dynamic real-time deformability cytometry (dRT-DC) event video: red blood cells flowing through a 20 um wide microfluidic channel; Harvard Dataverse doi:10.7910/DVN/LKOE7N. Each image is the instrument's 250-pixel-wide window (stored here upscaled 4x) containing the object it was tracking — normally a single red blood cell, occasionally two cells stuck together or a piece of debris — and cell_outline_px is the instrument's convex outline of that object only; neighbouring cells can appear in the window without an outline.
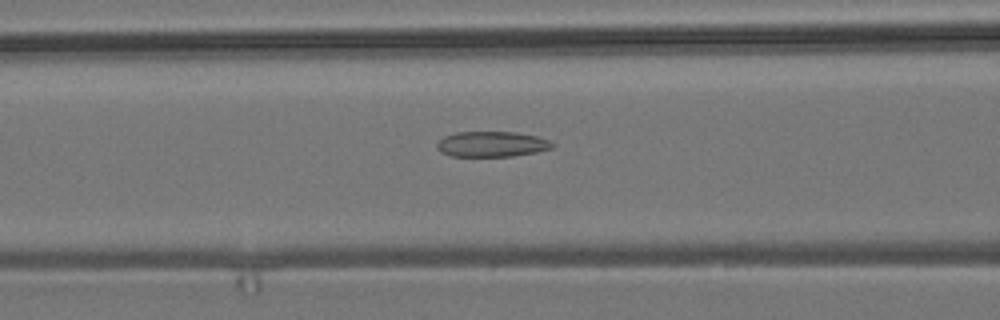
{"species": "common noctule bat (a hibernating species)", "species_latin": "Nyctalus noctula", "temperature_condition": "room temperature", "stored_images_in_passage": 45, "camera_frame_rate_fps": 3000, "um_per_image_px": 0.085, "animal": {"sex": "male", "body_mass_g": 19.2, "forearm_length_mm": 51.8}, "frame": {"image": 1, "passage_image": 14, "time_ms": 4.333, "image_size_px": [1000, 320], "cell_outline_px": [[556, 144], [552, 148], [536, 152], [512, 156], [452, 156], [440, 152], [436, 148], [436, 144], [444, 136], [456, 132], [516, 132], [536, 136], [548, 140]], "centroid_in_image_um": [41.79, 12.25], "position_along_channel_um": 124.8, "area_um2": 17.11}}
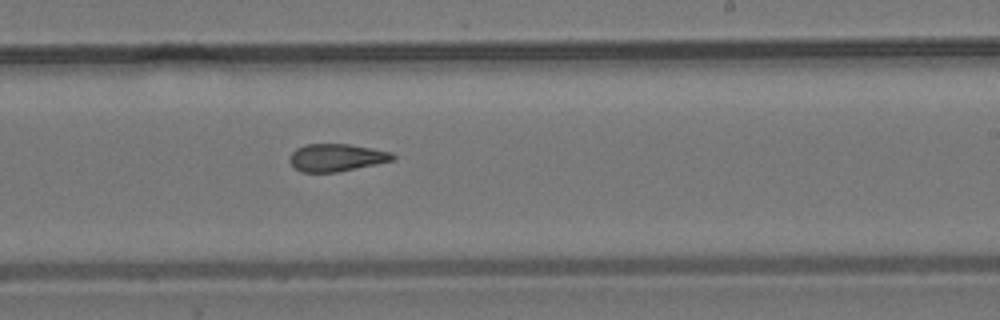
{"frame": {"image": 2, "passage_image": 25, "time_ms": 8.0, "image_size_px": [1000, 320], "cell_outline_px": [[396, 160], [336, 172], [300, 172], [288, 160], [288, 156], [296, 148], [304, 144], [348, 144], [372, 148], [392, 152], [396, 156]], "centroid_in_image_um": [28.6, 13.38], "position_along_channel_um": 260.4, "area_um2": 16.65}}
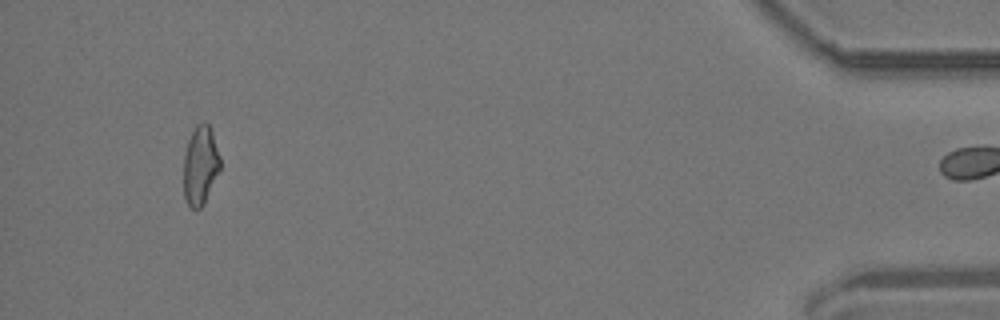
{"frame": {"image": 3, "passage_image": 44, "time_ms": 14.333, "image_size_px": [1000, 320], "cell_outline_px": [[220, 168], [204, 204], [196, 212], [188, 204], [184, 196], [184, 156], [188, 140], [196, 124], [204, 120], [208, 124], [212, 132], [220, 156]], "centroid_in_image_um": [17.02, 14.05], "position_along_channel_um": 418.2, "area_um2": 16.82}, "authors_computed_cell_mechanics": {"area_um2": 17.2822, "velocity_mm_per_s": 3.7059, "shape_relaxation_time_tau1_ms": null, "shape_relaxation_time_tau2_ms": 4.4465, "deformation_change_tau1": null, "deformation_change_tau2": 0.1352}}